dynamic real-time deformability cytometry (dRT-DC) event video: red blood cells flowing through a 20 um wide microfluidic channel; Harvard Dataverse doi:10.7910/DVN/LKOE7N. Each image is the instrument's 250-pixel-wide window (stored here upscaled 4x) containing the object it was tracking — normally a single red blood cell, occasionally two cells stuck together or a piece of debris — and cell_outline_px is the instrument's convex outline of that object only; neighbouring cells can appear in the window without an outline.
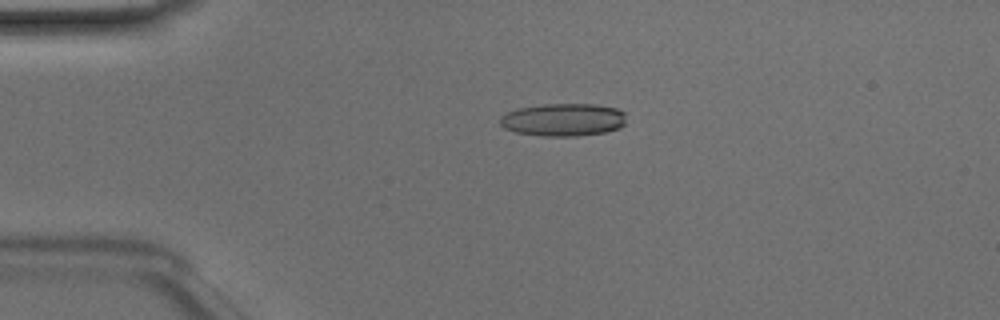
{"species": "Egyptian fruit bat (a non-hibernating species)", "species_latin": "Rousettus aegyptiacus", "temperature_condition": "room temperature", "stored_images_in_passage": 49, "camera_frame_rate_fps": 3000, "um_per_image_px": 0.085, "animal": {"sex": "male"}, "frame": {"image": 1, "passage_image": 11, "time_ms": 3.333, "image_size_px": [1000, 320], "cell_outline_px": [[624, 124], [620, 128], [604, 132], [576, 136], [544, 136], [516, 132], [504, 128], [500, 124], [500, 116], [516, 108], [544, 104], [596, 104], [616, 108], [624, 112]], "centroid_in_image_um": [47.86, 10.17], "position_along_channel_um": 37.1, "area_um2": 24.1}}
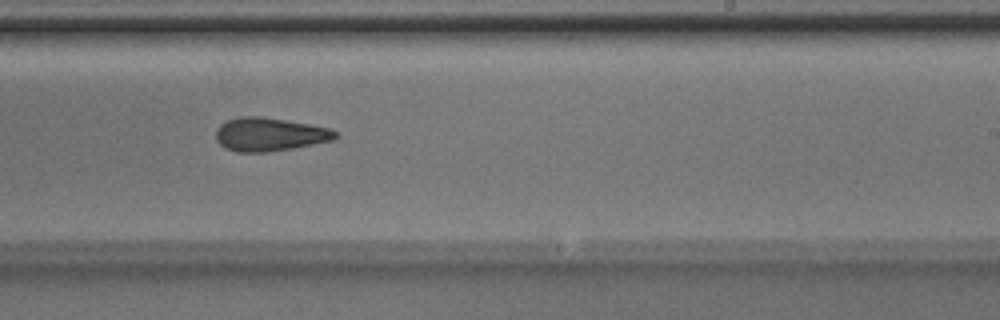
{"frame": {"image": 2, "passage_image": 30, "time_ms": 9.667, "image_size_px": [1000, 320], "cell_outline_px": [[336, 140], [292, 148], [268, 152], [236, 152], [224, 148], [216, 140], [216, 128], [220, 124], [228, 120], [240, 116], [260, 116], [308, 124], [328, 128], [336, 132]], "centroid_in_image_um": [22.87, 11.43], "position_along_channel_um": 266.1, "area_um2": 23.24}}
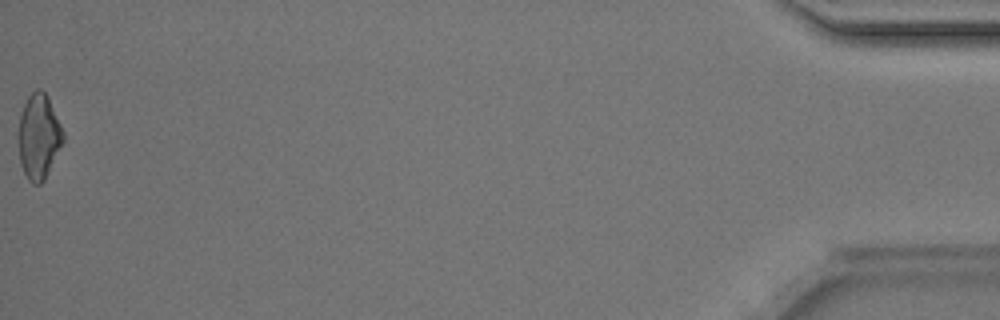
{"frame": {"image": 3, "passage_image": 49, "time_ms": 16.0, "image_size_px": [1000, 320], "cell_outline_px": [[64, 140], [44, 180], [40, 184], [32, 184], [28, 180], [20, 164], [16, 136], [20, 116], [24, 104], [28, 96], [36, 88], [40, 88], [48, 96], [64, 132]], "centroid_in_image_um": [3.26, 11.6], "position_along_channel_um": 431.9, "area_um2": 22.48}, "authors_computed_cell_mechanics": {"area_um2": 23.3512, "velocity_mm_per_s": 4.177, "shape_relaxation_time_tau1_ms": 4.8792, "shape_relaxation_time_tau2_ms": 4.7012, "deformation_change_tau1": 0.1239, "deformation_change_tau2": 0.1634}}